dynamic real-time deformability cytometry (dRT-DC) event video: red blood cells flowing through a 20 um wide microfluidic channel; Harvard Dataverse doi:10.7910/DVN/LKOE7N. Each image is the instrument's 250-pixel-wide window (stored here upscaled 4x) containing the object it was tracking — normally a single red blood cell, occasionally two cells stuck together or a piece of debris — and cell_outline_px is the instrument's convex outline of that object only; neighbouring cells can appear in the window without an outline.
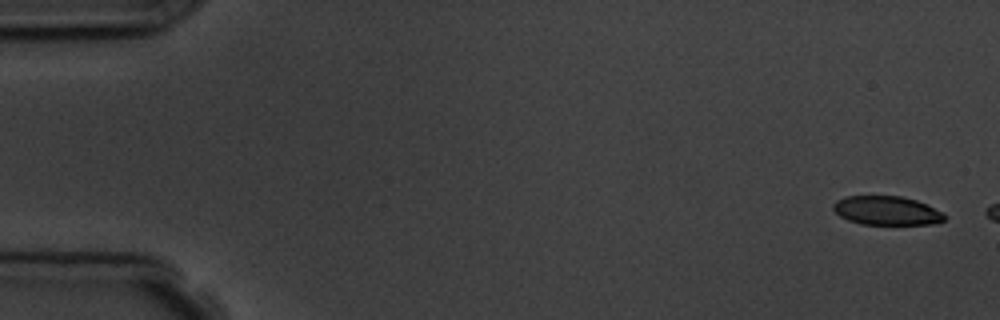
{"species": "common noctule bat (a hibernating species)", "species_latin": "Nyctalus noctula", "temperature_condition": "room temperature", "stored_images_in_passage": 3, "camera_frame_rate_fps": 3000, "um_per_image_px": 0.085, "animal": {"sex": "male", "body_mass_g": 19.5, "forearm_length_mm": 54.6}, "frame": {"image": 1, "passage_image": 1, "time_ms": 0.0, "image_size_px": [1000, 320], "cell_outline_px": [[948, 216], [944, 220], [932, 224], [860, 224], [848, 220], [840, 216], [832, 208], [832, 204], [836, 200], [848, 196], [900, 196], [916, 200], [944, 212]], "centroid_in_image_um": [75.38, 17.9], "position_along_channel_um": 9.6, "area_um2": 18.79}}